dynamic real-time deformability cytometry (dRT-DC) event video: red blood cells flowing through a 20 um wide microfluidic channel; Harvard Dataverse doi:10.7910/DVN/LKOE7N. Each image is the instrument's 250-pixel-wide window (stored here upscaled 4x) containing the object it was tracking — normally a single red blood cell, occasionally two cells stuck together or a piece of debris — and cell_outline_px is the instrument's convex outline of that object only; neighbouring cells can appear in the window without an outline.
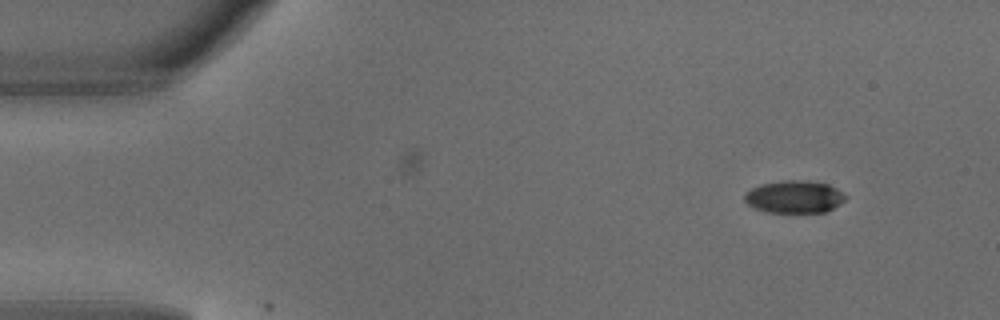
{"species": "common noctule bat (a hibernating species)", "species_latin": "Nyctalus noctula", "temperature_condition": "warm", "stored_images_in_passage": 3, "camera_frame_rate_fps": 3000, "um_per_image_px": 0.085, "animal": {"sex": "male", "body_mass_g": 18.8}, "frame": {"image": 1, "passage_image": 1, "time_ms": 0.0, "image_size_px": [1000, 320], "cell_outline_px": [[848, 196], [840, 204], [828, 212], [768, 212], [756, 208], [748, 204], [744, 200], [744, 192], [760, 184], [784, 180], [808, 180], [828, 184], [844, 192]], "centroid_in_image_um": [67.55, 16.72], "position_along_channel_um": 17.5, "area_um2": 19.31}}